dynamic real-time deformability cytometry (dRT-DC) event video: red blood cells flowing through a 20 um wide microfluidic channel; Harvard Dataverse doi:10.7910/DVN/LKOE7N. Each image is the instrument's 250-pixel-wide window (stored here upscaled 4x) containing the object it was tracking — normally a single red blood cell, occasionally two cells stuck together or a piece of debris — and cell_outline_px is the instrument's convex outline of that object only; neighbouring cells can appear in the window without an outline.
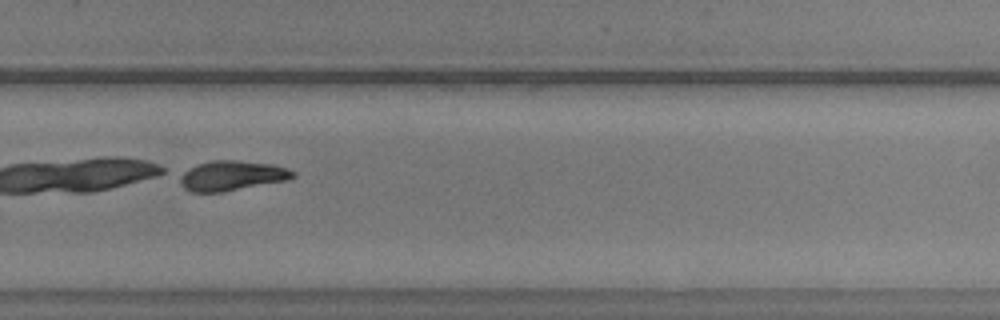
{"species": "common noctule bat (a hibernating species)", "species_latin": "Nyctalus noctula", "temperature_condition": "warm", "stored_images_in_passage": 45, "camera_frame_rate_fps": 3000, "um_per_image_px": 0.085, "animal": {"sex": "male", "body_mass_g": 20.5, "forearm_length_mm": 52.5}, "frame": {"image": 1, "passage_image": 37, "time_ms": 12.0, "image_size_px": [1000, 320], "cell_outline_px": [[296, 176], [288, 180], [220, 192], [192, 192], [184, 188], [180, 184], [180, 172], [196, 164], [212, 160], [236, 160], [272, 164], [288, 168], [296, 172]], "centroid_in_image_um": [19.69, 14.92], "position_along_channel_um": 310.1, "area_um2": 19.83}}